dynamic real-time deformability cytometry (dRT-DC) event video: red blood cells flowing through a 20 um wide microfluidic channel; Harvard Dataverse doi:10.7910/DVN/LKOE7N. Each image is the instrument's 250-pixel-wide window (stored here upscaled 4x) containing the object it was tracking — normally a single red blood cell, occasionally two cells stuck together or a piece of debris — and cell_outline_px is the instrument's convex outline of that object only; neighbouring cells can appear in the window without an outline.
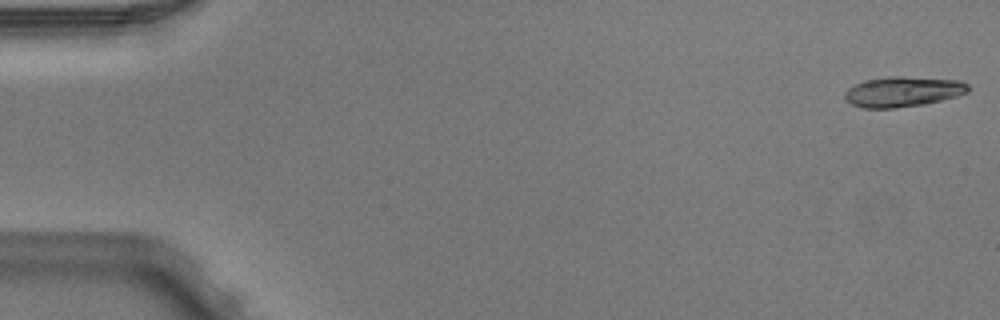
{"species": "Egyptian fruit bat (a non-hibernating species)", "species_latin": "Rousettus aegyptiacus", "temperature_condition": "warm", "stored_images_in_passage": 5, "camera_frame_rate_fps": 3000, "um_per_image_px": 0.085, "animal": {"sex": "male"}, "frame": {"image": 1, "passage_image": 1, "time_ms": 0.0, "image_size_px": [1000, 320], "cell_outline_px": [[968, 92], [956, 96], [924, 104], [896, 108], [864, 108], [852, 104], [844, 96], [844, 92], [848, 88], [864, 80], [888, 76], [904, 76], [960, 80], [968, 84]], "centroid_in_image_um": [76.74, 7.78], "position_along_channel_um": 8.3, "area_um2": 21.73}}
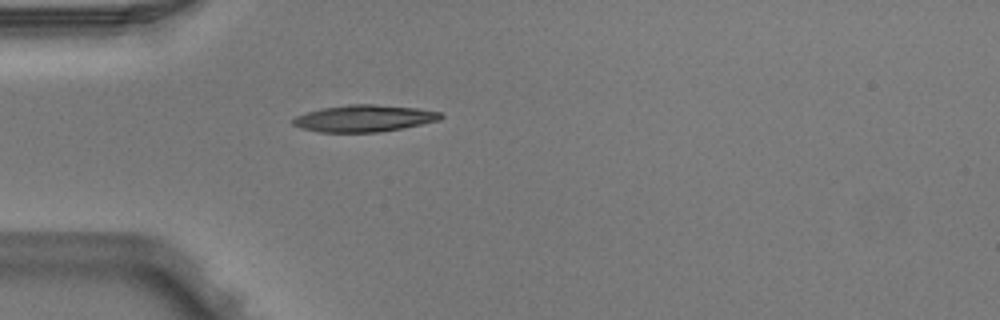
{"frame": {"image": 2, "passage_image": 5, "time_ms": 1.333, "image_size_px": [1000, 320], "cell_outline_px": [[444, 116], [440, 120], [380, 132], [320, 132], [300, 128], [292, 124], [292, 120], [296, 116], [320, 108], [348, 104], [372, 104], [416, 108], [440, 112]], "centroid_in_image_um": [30.92, 10.06], "position_along_channel_um": 54.1, "area_um2": 22.95}}